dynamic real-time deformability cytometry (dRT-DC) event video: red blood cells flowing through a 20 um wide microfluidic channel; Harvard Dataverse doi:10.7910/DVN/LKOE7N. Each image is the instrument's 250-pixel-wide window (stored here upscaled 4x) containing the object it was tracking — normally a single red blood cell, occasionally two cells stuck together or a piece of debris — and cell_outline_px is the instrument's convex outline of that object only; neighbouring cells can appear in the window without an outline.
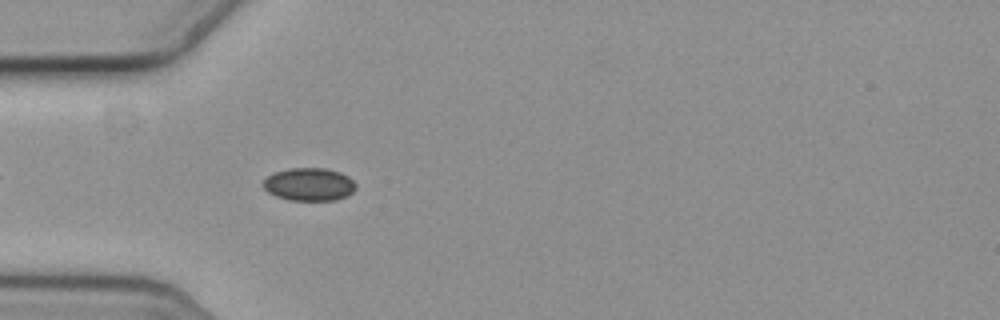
{"species": "common noctule bat (a hibernating species)", "species_latin": "Nyctalus noctula", "temperature_condition": "cold", "stored_images_in_passage": 46, "camera_frame_rate_fps": 3000, "um_per_image_px": 0.085, "animal": {"sex": "female", "body_mass_g": 19.3, "forearm_length_mm": 54.1}, "frame": {"image": 1, "passage_image": 6, "time_ms": 1.667, "image_size_px": [1000, 320], "cell_outline_px": [[356, 188], [348, 196], [336, 200], [288, 200], [276, 196], [268, 192], [260, 184], [268, 176], [276, 172], [288, 168], [324, 168], [340, 172], [348, 176], [356, 184]], "centroid_in_image_um": [26.28, 15.67], "position_along_channel_um": 58.7, "area_um2": 17.86}}
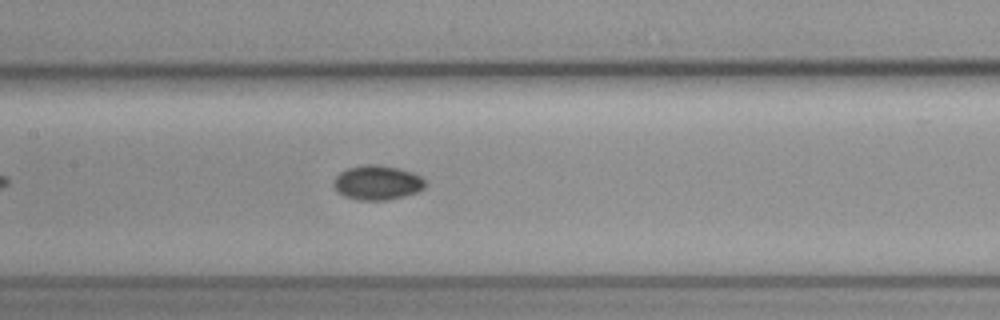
{"frame": {"image": 2, "passage_image": 16, "time_ms": 5.0, "image_size_px": [1000, 320], "cell_outline_px": [[424, 188], [416, 192], [404, 196], [388, 200], [356, 200], [344, 196], [332, 184], [336, 176], [340, 172], [348, 168], [364, 164], [380, 164], [412, 172], [420, 176], [424, 180]], "centroid_in_image_um": [32.05, 15.52], "position_along_channel_um": 175.3, "area_um2": 18.32}}
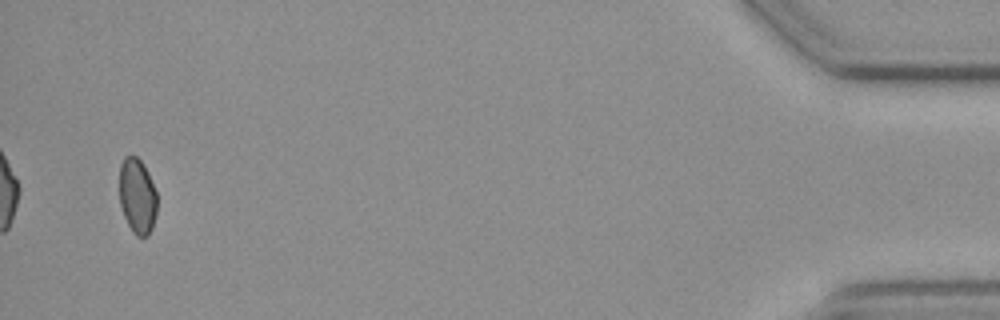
{"frame": {"image": 3, "passage_image": 44, "time_ms": 14.333, "image_size_px": [1000, 320], "cell_outline_px": [[156, 216], [152, 228], [148, 236], [136, 236], [132, 232], [124, 216], [120, 204], [120, 164], [124, 156], [136, 156], [140, 160], [148, 172], [156, 192]], "centroid_in_image_um": [11.67, 16.68], "position_along_channel_um": 423.5, "area_um2": 16.53}, "authors_computed_cell_mechanics": {"area_um2": 17.5712, "velocity_mm_per_s": 3.6146, "shape_relaxation_time_tau1_ms": null, "shape_relaxation_time_tau2_ms": 6.2352, "deformation_change_tau1": null, "deformation_change_tau2": 0.0567}}